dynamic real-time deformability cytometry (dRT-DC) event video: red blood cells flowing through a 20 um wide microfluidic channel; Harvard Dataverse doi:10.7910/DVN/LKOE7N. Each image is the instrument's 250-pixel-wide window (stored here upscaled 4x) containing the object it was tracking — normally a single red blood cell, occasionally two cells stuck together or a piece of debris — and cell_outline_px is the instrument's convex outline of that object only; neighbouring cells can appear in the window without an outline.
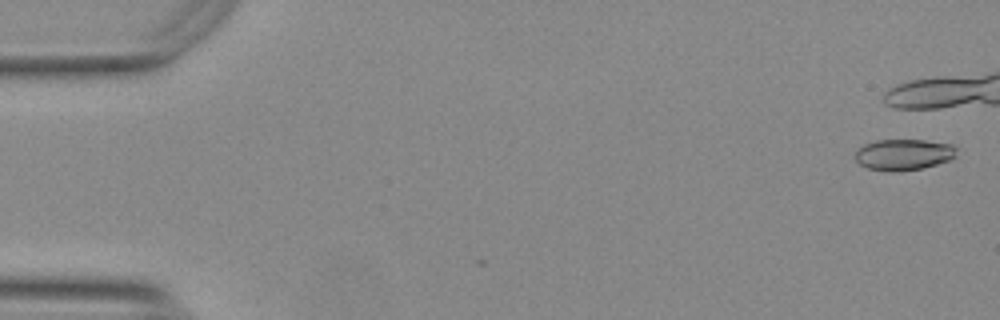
{"species": "Egyptian fruit bat (a non-hibernating species)", "species_latin": "Rousettus aegyptiacus", "temperature_condition": "warm", "stored_images_in_passage": 2, "camera_frame_rate_fps": 3000, "um_per_image_px": 0.085, "animal": {"sex": "female"}, "frame": {"image": 1, "passage_image": 2, "time_ms": 0.333, "image_size_px": [1000, 320], "cell_outline_px": [[956, 156], [952, 160], [924, 168], [900, 172], [888, 172], [868, 168], [860, 164], [856, 160], [856, 152], [864, 144], [876, 140], [924, 140], [952, 144], [956, 148]], "centroid_in_image_um": [76.85, 13.15], "position_along_channel_um": 8.2, "area_um2": 18.61}}